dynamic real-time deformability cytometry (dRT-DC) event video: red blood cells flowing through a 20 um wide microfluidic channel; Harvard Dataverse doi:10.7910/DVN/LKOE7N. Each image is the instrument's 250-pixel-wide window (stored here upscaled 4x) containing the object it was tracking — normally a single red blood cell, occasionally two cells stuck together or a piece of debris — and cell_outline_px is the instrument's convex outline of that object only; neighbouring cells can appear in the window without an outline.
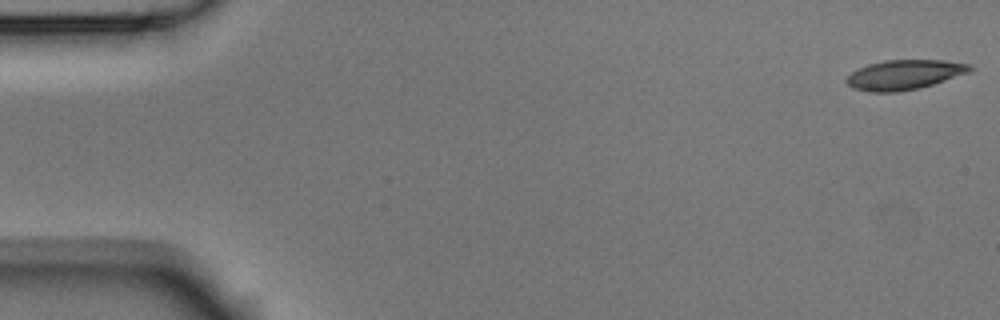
{"species": "Egyptian fruit bat (a non-hibernating species)", "species_latin": "Rousettus aegyptiacus", "temperature_condition": "room temperature", "stored_images_in_passage": 5, "camera_frame_rate_fps": 3000, "um_per_image_px": 0.085, "animal": {"sex": "male"}, "frame": {"image": 1, "passage_image": 1, "time_ms": 0.0, "image_size_px": [1000, 320], "cell_outline_px": [[972, 68], [968, 72], [920, 88], [896, 92], [868, 92], [852, 88], [844, 80], [852, 72], [868, 64], [884, 60], [944, 60], [968, 64]], "centroid_in_image_um": [76.81, 6.35], "position_along_channel_um": 8.2, "area_um2": 21.15}}